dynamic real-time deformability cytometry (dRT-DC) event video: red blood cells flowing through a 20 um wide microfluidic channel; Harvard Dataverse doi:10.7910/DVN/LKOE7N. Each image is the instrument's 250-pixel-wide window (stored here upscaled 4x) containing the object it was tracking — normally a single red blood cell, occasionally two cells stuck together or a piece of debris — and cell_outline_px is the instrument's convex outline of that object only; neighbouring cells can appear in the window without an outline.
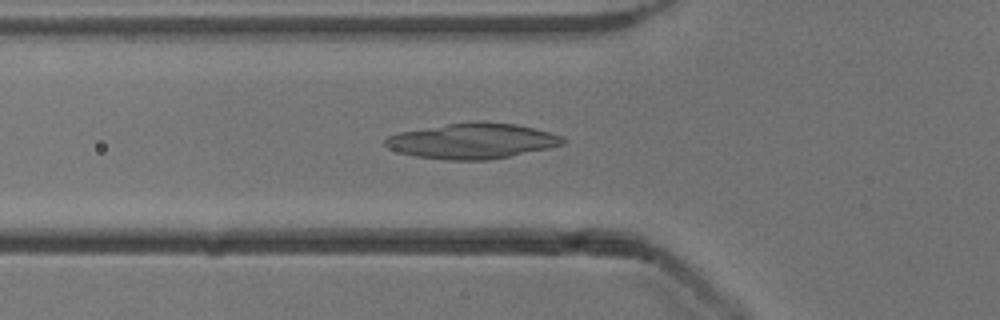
{"species": "common noctule bat (a hibernating species)", "species_latin": "Nyctalus noctula", "temperature_condition": "cold", "stored_images_in_passage": 53, "camera_frame_rate_fps": 3000, "um_per_image_px": 0.085, "animal": {"sex": "male", "body_mass_g": 13.3}, "frame": {"image": 1, "passage_image": 18, "time_ms": 5.667, "image_size_px": [1000, 320], "cell_outline_px": [[568, 140], [564, 144], [548, 148], [488, 160], [444, 160], [416, 156], [400, 152], [388, 148], [384, 144], [384, 140], [388, 136], [400, 132], [448, 124], [476, 120], [484, 120], [516, 124], [548, 132], [560, 136]], "centroid_in_image_um": [40.15, 11.97], "position_along_channel_um": 85.7, "area_um2": 36.59}}
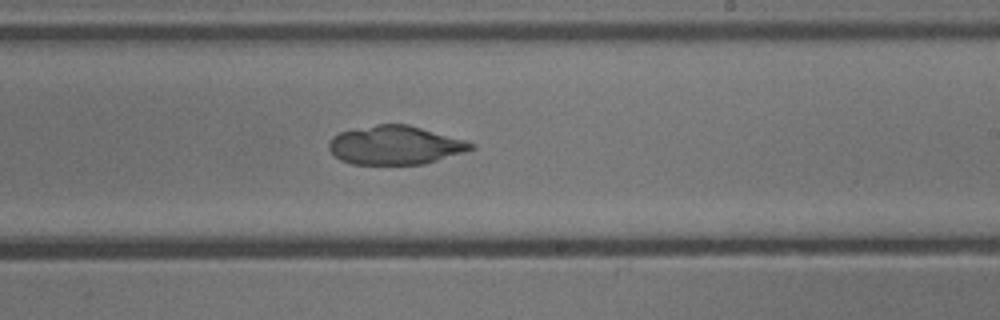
{"frame": {"image": 2, "passage_image": 31, "time_ms": 10.0, "image_size_px": [1000, 320], "cell_outline_px": [[476, 148], [464, 152], [424, 164], [352, 164], [340, 160], [328, 148], [328, 144], [332, 136], [340, 132], [376, 124], [408, 124], [464, 140], [476, 144]], "centroid_in_image_um": [33.58, 12.34], "position_along_channel_um": 255.4, "area_um2": 31.91}}
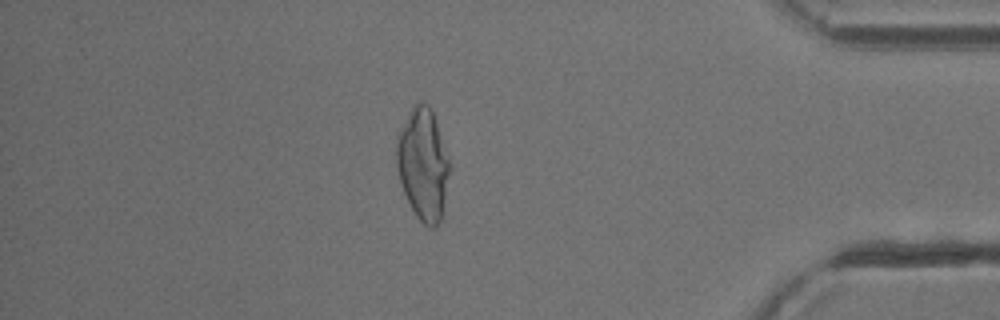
{"frame": {"image": 3, "passage_image": 45, "time_ms": 14.667, "image_size_px": [1000, 320], "cell_outline_px": [[448, 172], [440, 220], [436, 228], [428, 228], [416, 216], [400, 184], [396, 168], [396, 144], [400, 132], [412, 104], [416, 100], [420, 100], [428, 104], [432, 108], [448, 160]], "centroid_in_image_um": [35.91, 13.92], "position_along_channel_um": 399.3, "area_um2": 33.93}}